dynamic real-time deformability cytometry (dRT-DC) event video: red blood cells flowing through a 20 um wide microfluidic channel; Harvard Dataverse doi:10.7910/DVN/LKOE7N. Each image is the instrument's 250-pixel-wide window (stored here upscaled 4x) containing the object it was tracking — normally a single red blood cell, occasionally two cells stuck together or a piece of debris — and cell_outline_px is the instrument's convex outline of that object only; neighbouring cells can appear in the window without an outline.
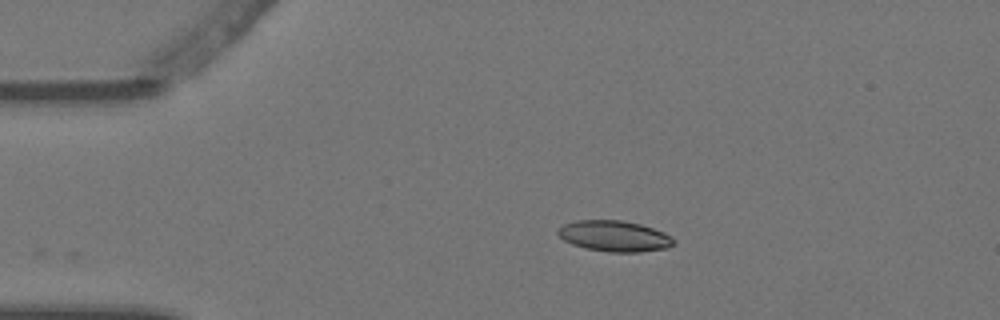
{"species": "Egyptian fruit bat (a non-hibernating species)", "species_latin": "Rousettus aegyptiacus", "temperature_condition": "warm", "stored_images_in_passage": 2, "camera_frame_rate_fps": 3000, "um_per_image_px": 0.085, "animal": {"sex": "female"}, "frame": {"image": 1, "passage_image": 2, "time_ms": 0.333, "image_size_px": [1000, 320], "cell_outline_px": [[676, 240], [668, 248], [640, 252], [608, 252], [588, 248], [572, 244], [564, 240], [556, 232], [564, 224], [576, 220], [620, 220], [640, 224], [664, 232], [672, 236]], "centroid_in_image_um": [52.25, 20.06], "position_along_channel_um": 32.8, "area_um2": 20.75}}